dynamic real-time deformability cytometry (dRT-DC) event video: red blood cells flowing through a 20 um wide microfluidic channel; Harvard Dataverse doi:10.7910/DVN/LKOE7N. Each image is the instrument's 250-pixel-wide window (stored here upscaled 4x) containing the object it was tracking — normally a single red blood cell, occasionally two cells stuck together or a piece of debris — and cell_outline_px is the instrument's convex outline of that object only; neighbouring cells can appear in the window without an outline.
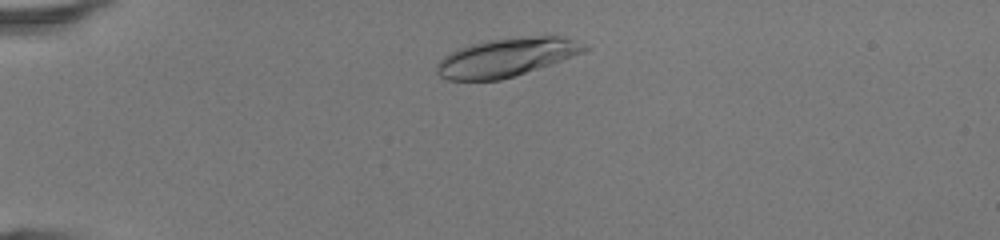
{"species": "human", "species_latin": "Homo sapiens", "temperature_condition": "room temperature", "stored_images_in_passage": 39, "camera_frame_rate_fps": 3000, "um_per_image_px": 0.085, "donor": {"sex": "female"}, "frame": {"image": 1, "passage_image": 4, "time_ms": 1.0, "image_size_px": [1000, 240], "cell_outline_px": [[592, 48], [584, 52], [552, 64], [500, 80], [448, 80], [440, 76], [436, 72], [436, 64], [448, 52], [456, 48], [488, 40], [536, 36], [560, 36], [588, 44]], "centroid_in_image_um": [43.06, 4.87], "position_along_channel_um": 41.9, "area_um2": 33.12}}
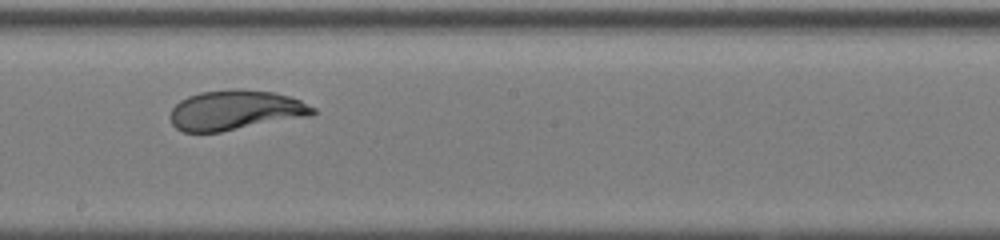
{"frame": {"image": 2, "passage_image": 20, "time_ms": 6.333, "image_size_px": [1000, 240], "cell_outline_px": [[316, 112], [312, 116], [220, 132], [184, 132], [176, 128], [172, 124], [168, 116], [172, 108], [180, 100], [188, 96], [200, 92], [236, 88], [240, 88], [272, 92], [288, 96], [300, 100], [316, 108]], "centroid_in_image_um": [20.01, 9.37], "position_along_channel_um": 228.2, "area_um2": 33.47}}
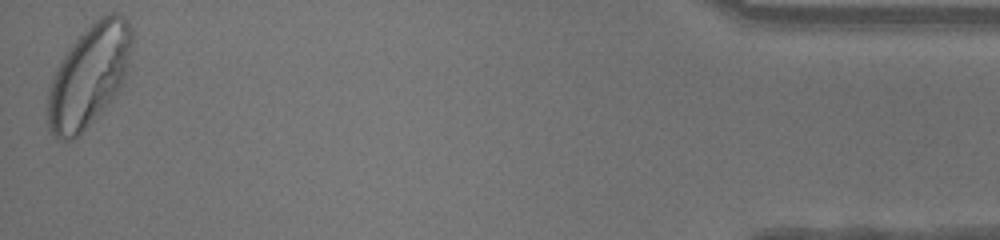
{"frame": {"image": 3, "passage_image": 39, "time_ms": 12.667, "image_size_px": [1000, 240], "cell_outline_px": [[132, 44], [128, 64], [124, 80], [108, 104], [72, 140], [56, 140], [52, 136], [48, 128], [48, 88], [52, 76], [56, 68], [68, 48], [92, 20], [108, 12], [116, 12], [124, 16], [128, 20], [132, 28]], "centroid_in_image_um": [7.55, 6.38], "position_along_channel_um": 427.6, "area_um2": 50.05}, "authors_computed_cell_mechanics": {"area_um2": 33.5818, "velocity_mm_per_s": 4.3554, "shape_relaxation_time_tau1_ms": 2.8952, "shape_relaxation_time_tau2_ms": null, "deformation_change_tau1": 0.181, "deformation_change_tau2": null}}